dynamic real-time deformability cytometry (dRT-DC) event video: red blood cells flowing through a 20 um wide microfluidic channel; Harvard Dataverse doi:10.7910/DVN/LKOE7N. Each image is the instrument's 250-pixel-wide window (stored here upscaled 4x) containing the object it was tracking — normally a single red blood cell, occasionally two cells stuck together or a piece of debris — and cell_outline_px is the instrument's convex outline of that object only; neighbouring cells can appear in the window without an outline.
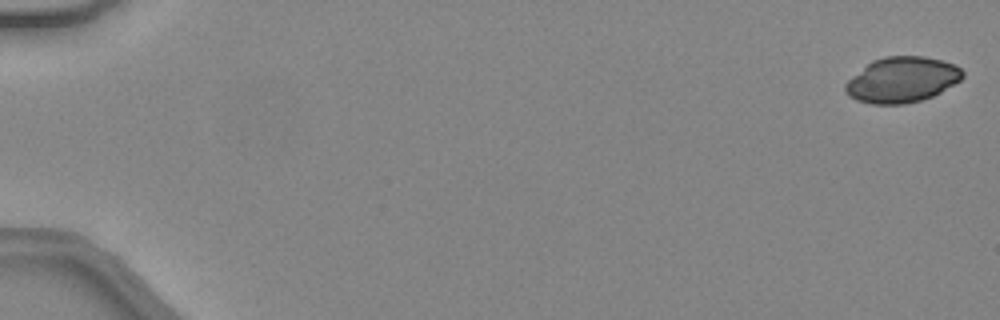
{"species": "common noctule bat (a hibernating species)", "species_latin": "Nyctalus noctula", "temperature_condition": "warm", "stored_images_in_passage": 47, "camera_frame_rate_fps": 3000, "um_per_image_px": 0.085, "animal": {"sex": "female", "body_mass_g": 24.6, "forearm_length_mm": 56.2}, "frame": {"image": 1, "passage_image": 1, "time_ms": 0.0, "image_size_px": [1000, 320], "cell_outline_px": [[964, 76], [960, 80], [940, 92], [932, 96], [920, 100], [904, 104], [872, 104], [856, 100], [848, 96], [844, 92], [844, 84], [852, 76], [872, 60], [884, 56], [924, 56], [956, 64], [964, 72]], "centroid_in_image_um": [76.64, 6.77], "position_along_channel_um": 8.4, "area_um2": 31.15}}